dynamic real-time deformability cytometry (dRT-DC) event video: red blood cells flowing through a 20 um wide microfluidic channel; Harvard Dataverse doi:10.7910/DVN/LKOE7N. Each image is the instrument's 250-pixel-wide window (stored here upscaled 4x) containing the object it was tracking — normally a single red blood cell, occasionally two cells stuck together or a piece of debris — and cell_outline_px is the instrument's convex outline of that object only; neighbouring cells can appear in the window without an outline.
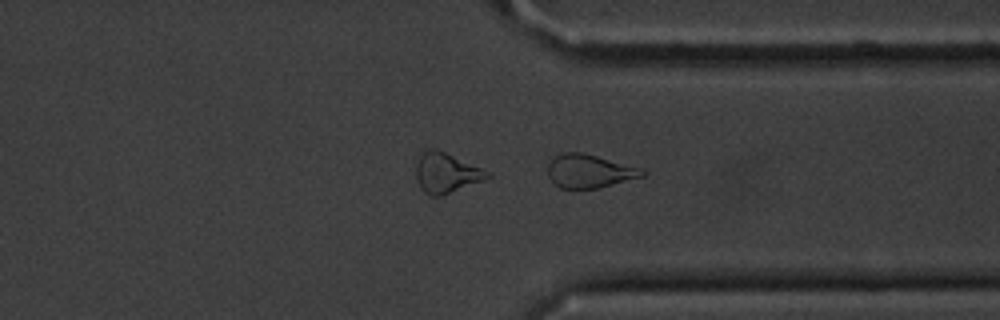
{"species": "common noctule bat (a hibernating species)", "species_latin": "Nyctalus noctula", "temperature_condition": "cold", "stored_images_in_passage": 41, "camera_frame_rate_fps": 3000, "um_per_image_px": 0.085, "animal": {"sex": "male", "body_mass_g": 20.1, "forearm_length_mm": 53.5}, "frame": {"image": 1, "passage_image": 41, "time_ms": 13.333, "image_size_px": [1000, 320], "cell_outline_px": [[648, 172], [644, 176], [600, 188], [560, 188], [548, 176], [548, 164], [556, 156], [564, 152], [580, 152], [644, 168]], "centroid_in_image_um": [50.16, 14.55], "position_along_channel_um": 361.2, "area_um2": 18.38}}